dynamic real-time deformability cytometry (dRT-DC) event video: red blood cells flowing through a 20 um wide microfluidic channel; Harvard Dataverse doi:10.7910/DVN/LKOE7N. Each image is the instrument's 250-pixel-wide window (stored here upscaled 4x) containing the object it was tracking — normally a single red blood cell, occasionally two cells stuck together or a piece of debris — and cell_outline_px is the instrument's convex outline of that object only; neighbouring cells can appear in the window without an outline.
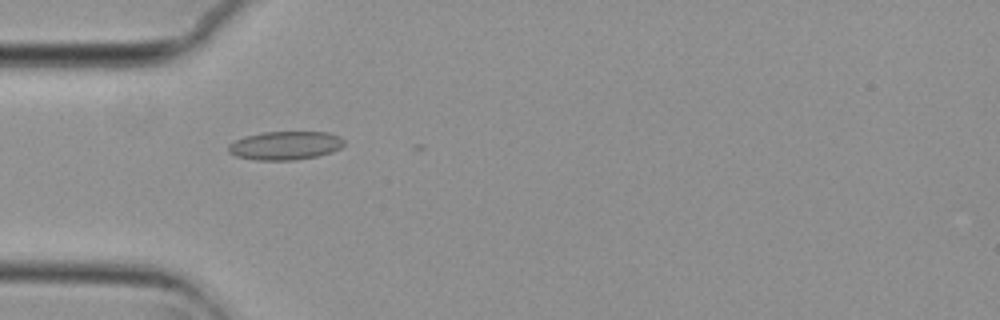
{"species": "common noctule bat (a hibernating species)", "species_latin": "Nyctalus noctula", "temperature_condition": "cold", "stored_images_in_passage": 4, "camera_frame_rate_fps": 3000, "um_per_image_px": 0.085, "animal": {"sex": "female", "body_mass_g": 29.2, "forearm_length_mm": 56.3}, "frame": {"image": 1, "passage_image": 1, "time_ms": 0.0, "image_size_px": [1000, 320], "cell_outline_px": [[344, 144], [340, 148], [332, 152], [316, 156], [292, 160], [256, 160], [236, 156], [228, 152], [228, 144], [244, 136], [264, 132], [328, 132], [340, 136], [344, 140]], "centroid_in_image_um": [24.24, 12.36], "position_along_channel_um": 60.8, "area_um2": 19.25}}